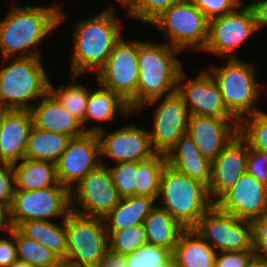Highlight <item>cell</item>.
Returning <instances> with one entry per match:
<instances>
[{"mask_svg":"<svg viewBox=\"0 0 267 267\" xmlns=\"http://www.w3.org/2000/svg\"><path fill=\"white\" fill-rule=\"evenodd\" d=\"M238 134L239 121L237 119H218L214 117L189 115L187 135L193 139L201 154L211 161Z\"/></svg>","mask_w":267,"mask_h":267,"instance_id":"ffe728a7","label":"cell"},{"mask_svg":"<svg viewBox=\"0 0 267 267\" xmlns=\"http://www.w3.org/2000/svg\"><path fill=\"white\" fill-rule=\"evenodd\" d=\"M156 267H177L173 254L164 263H161Z\"/></svg>","mask_w":267,"mask_h":267,"instance_id":"681fc988","label":"cell"},{"mask_svg":"<svg viewBox=\"0 0 267 267\" xmlns=\"http://www.w3.org/2000/svg\"><path fill=\"white\" fill-rule=\"evenodd\" d=\"M185 76L182 70L178 78L177 92L182 96L189 115L236 119L227 110L219 87L209 70L200 72L194 80H187L185 84H182Z\"/></svg>","mask_w":267,"mask_h":267,"instance_id":"2e32d148","label":"cell"},{"mask_svg":"<svg viewBox=\"0 0 267 267\" xmlns=\"http://www.w3.org/2000/svg\"><path fill=\"white\" fill-rule=\"evenodd\" d=\"M114 185L121 198L135 195V176L137 172V162L116 163L109 167Z\"/></svg>","mask_w":267,"mask_h":267,"instance_id":"8d00e7d4","label":"cell"},{"mask_svg":"<svg viewBox=\"0 0 267 267\" xmlns=\"http://www.w3.org/2000/svg\"><path fill=\"white\" fill-rule=\"evenodd\" d=\"M219 252L253 251V224L221 211L209 209L193 227Z\"/></svg>","mask_w":267,"mask_h":267,"instance_id":"8fae6325","label":"cell"},{"mask_svg":"<svg viewBox=\"0 0 267 267\" xmlns=\"http://www.w3.org/2000/svg\"><path fill=\"white\" fill-rule=\"evenodd\" d=\"M248 143L238 134L212 160L211 181L208 186L211 201L216 204L247 171Z\"/></svg>","mask_w":267,"mask_h":267,"instance_id":"ac0fdd59","label":"cell"},{"mask_svg":"<svg viewBox=\"0 0 267 267\" xmlns=\"http://www.w3.org/2000/svg\"><path fill=\"white\" fill-rule=\"evenodd\" d=\"M210 21L241 7V0H191Z\"/></svg>","mask_w":267,"mask_h":267,"instance_id":"f35d334b","label":"cell"},{"mask_svg":"<svg viewBox=\"0 0 267 267\" xmlns=\"http://www.w3.org/2000/svg\"><path fill=\"white\" fill-rule=\"evenodd\" d=\"M179 0H135L127 16L151 24L158 16Z\"/></svg>","mask_w":267,"mask_h":267,"instance_id":"74e56055","label":"cell"},{"mask_svg":"<svg viewBox=\"0 0 267 267\" xmlns=\"http://www.w3.org/2000/svg\"><path fill=\"white\" fill-rule=\"evenodd\" d=\"M40 57H15L0 69V108L30 110L49 92L50 81Z\"/></svg>","mask_w":267,"mask_h":267,"instance_id":"5b68a950","label":"cell"},{"mask_svg":"<svg viewBox=\"0 0 267 267\" xmlns=\"http://www.w3.org/2000/svg\"><path fill=\"white\" fill-rule=\"evenodd\" d=\"M67 251L65 260L74 267H97L109 250L103 218L70 211L66 216Z\"/></svg>","mask_w":267,"mask_h":267,"instance_id":"52a82bcc","label":"cell"},{"mask_svg":"<svg viewBox=\"0 0 267 267\" xmlns=\"http://www.w3.org/2000/svg\"><path fill=\"white\" fill-rule=\"evenodd\" d=\"M7 232L10 234L13 242L6 238H0V267H8L18 259L14 238V227H10Z\"/></svg>","mask_w":267,"mask_h":267,"instance_id":"ee69618b","label":"cell"},{"mask_svg":"<svg viewBox=\"0 0 267 267\" xmlns=\"http://www.w3.org/2000/svg\"><path fill=\"white\" fill-rule=\"evenodd\" d=\"M160 207L167 210L183 227L193 228L215 204L208 186L166 165L160 179ZM163 205V206H162Z\"/></svg>","mask_w":267,"mask_h":267,"instance_id":"277c9868","label":"cell"},{"mask_svg":"<svg viewBox=\"0 0 267 267\" xmlns=\"http://www.w3.org/2000/svg\"><path fill=\"white\" fill-rule=\"evenodd\" d=\"M249 116L239 121V135L249 148L267 152V114L260 111Z\"/></svg>","mask_w":267,"mask_h":267,"instance_id":"e575fe53","label":"cell"},{"mask_svg":"<svg viewBox=\"0 0 267 267\" xmlns=\"http://www.w3.org/2000/svg\"><path fill=\"white\" fill-rule=\"evenodd\" d=\"M171 255L169 249L147 243L126 255L125 260L128 267H156Z\"/></svg>","mask_w":267,"mask_h":267,"instance_id":"d590c367","label":"cell"},{"mask_svg":"<svg viewBox=\"0 0 267 267\" xmlns=\"http://www.w3.org/2000/svg\"><path fill=\"white\" fill-rule=\"evenodd\" d=\"M70 137L57 132H50L32 126L25 158L56 163L66 150Z\"/></svg>","mask_w":267,"mask_h":267,"instance_id":"f1b7e54d","label":"cell"},{"mask_svg":"<svg viewBox=\"0 0 267 267\" xmlns=\"http://www.w3.org/2000/svg\"><path fill=\"white\" fill-rule=\"evenodd\" d=\"M14 238L18 260L33 267H51L61 259L44 245L24 235L14 227Z\"/></svg>","mask_w":267,"mask_h":267,"instance_id":"1f68e13d","label":"cell"},{"mask_svg":"<svg viewBox=\"0 0 267 267\" xmlns=\"http://www.w3.org/2000/svg\"><path fill=\"white\" fill-rule=\"evenodd\" d=\"M13 163L15 188L18 190L43 189L59 183L56 163L24 158Z\"/></svg>","mask_w":267,"mask_h":267,"instance_id":"484cf974","label":"cell"},{"mask_svg":"<svg viewBox=\"0 0 267 267\" xmlns=\"http://www.w3.org/2000/svg\"><path fill=\"white\" fill-rule=\"evenodd\" d=\"M147 242L169 249L172 253L185 229L167 210L155 206L144 220Z\"/></svg>","mask_w":267,"mask_h":267,"instance_id":"4316f807","label":"cell"},{"mask_svg":"<svg viewBox=\"0 0 267 267\" xmlns=\"http://www.w3.org/2000/svg\"><path fill=\"white\" fill-rule=\"evenodd\" d=\"M254 256L267 261V212L253 222Z\"/></svg>","mask_w":267,"mask_h":267,"instance_id":"ab89813d","label":"cell"},{"mask_svg":"<svg viewBox=\"0 0 267 267\" xmlns=\"http://www.w3.org/2000/svg\"><path fill=\"white\" fill-rule=\"evenodd\" d=\"M108 243L110 251L122 256L129 255L148 243L145 226L138 224L114 231L108 236Z\"/></svg>","mask_w":267,"mask_h":267,"instance_id":"836d02e7","label":"cell"},{"mask_svg":"<svg viewBox=\"0 0 267 267\" xmlns=\"http://www.w3.org/2000/svg\"><path fill=\"white\" fill-rule=\"evenodd\" d=\"M229 57L225 66H210L209 72L219 87L227 110L240 121L244 115L261 111L254 108L260 94L254 65L238 60L232 53Z\"/></svg>","mask_w":267,"mask_h":267,"instance_id":"8992f818","label":"cell"},{"mask_svg":"<svg viewBox=\"0 0 267 267\" xmlns=\"http://www.w3.org/2000/svg\"><path fill=\"white\" fill-rule=\"evenodd\" d=\"M253 257L254 251L217 252L214 267H247Z\"/></svg>","mask_w":267,"mask_h":267,"instance_id":"7bdbcfd3","label":"cell"},{"mask_svg":"<svg viewBox=\"0 0 267 267\" xmlns=\"http://www.w3.org/2000/svg\"><path fill=\"white\" fill-rule=\"evenodd\" d=\"M70 211V191L60 183L30 191L16 189L8 208V223L18 227L29 220L50 221L53 217L65 218Z\"/></svg>","mask_w":267,"mask_h":267,"instance_id":"30bf717a","label":"cell"},{"mask_svg":"<svg viewBox=\"0 0 267 267\" xmlns=\"http://www.w3.org/2000/svg\"><path fill=\"white\" fill-rule=\"evenodd\" d=\"M246 172L267 186V152L249 148Z\"/></svg>","mask_w":267,"mask_h":267,"instance_id":"b9f144b4","label":"cell"},{"mask_svg":"<svg viewBox=\"0 0 267 267\" xmlns=\"http://www.w3.org/2000/svg\"><path fill=\"white\" fill-rule=\"evenodd\" d=\"M255 1H258V0H253L252 2H250L249 4L247 5H244V6H250L252 3H254Z\"/></svg>","mask_w":267,"mask_h":267,"instance_id":"11a10c76","label":"cell"},{"mask_svg":"<svg viewBox=\"0 0 267 267\" xmlns=\"http://www.w3.org/2000/svg\"><path fill=\"white\" fill-rule=\"evenodd\" d=\"M256 31L253 12L249 6H244L240 11L209 21V37L203 51L223 57Z\"/></svg>","mask_w":267,"mask_h":267,"instance_id":"e0dca14e","label":"cell"},{"mask_svg":"<svg viewBox=\"0 0 267 267\" xmlns=\"http://www.w3.org/2000/svg\"><path fill=\"white\" fill-rule=\"evenodd\" d=\"M253 12L256 29L267 25V0H258L249 6Z\"/></svg>","mask_w":267,"mask_h":267,"instance_id":"f6af8a7d","label":"cell"},{"mask_svg":"<svg viewBox=\"0 0 267 267\" xmlns=\"http://www.w3.org/2000/svg\"><path fill=\"white\" fill-rule=\"evenodd\" d=\"M247 267H267V261L261 260L254 256Z\"/></svg>","mask_w":267,"mask_h":267,"instance_id":"c3c4849f","label":"cell"},{"mask_svg":"<svg viewBox=\"0 0 267 267\" xmlns=\"http://www.w3.org/2000/svg\"><path fill=\"white\" fill-rule=\"evenodd\" d=\"M159 103L153 116V131L149 135L154 151L167 155L176 142L187 134L189 112L177 91L165 95Z\"/></svg>","mask_w":267,"mask_h":267,"instance_id":"9a60e30c","label":"cell"},{"mask_svg":"<svg viewBox=\"0 0 267 267\" xmlns=\"http://www.w3.org/2000/svg\"><path fill=\"white\" fill-rule=\"evenodd\" d=\"M10 226L8 223V209L0 203V230H9Z\"/></svg>","mask_w":267,"mask_h":267,"instance_id":"7dc6e473","label":"cell"},{"mask_svg":"<svg viewBox=\"0 0 267 267\" xmlns=\"http://www.w3.org/2000/svg\"><path fill=\"white\" fill-rule=\"evenodd\" d=\"M100 142L97 133L85 132L71 138L66 150L56 162L57 178L69 191L90 171L101 164Z\"/></svg>","mask_w":267,"mask_h":267,"instance_id":"5bb4252c","label":"cell"},{"mask_svg":"<svg viewBox=\"0 0 267 267\" xmlns=\"http://www.w3.org/2000/svg\"><path fill=\"white\" fill-rule=\"evenodd\" d=\"M103 160L101 159V164L70 190L71 211L103 218L119 204L121 197L114 185L109 167H105ZM74 200L82 206V210L73 206Z\"/></svg>","mask_w":267,"mask_h":267,"instance_id":"7c38bea8","label":"cell"},{"mask_svg":"<svg viewBox=\"0 0 267 267\" xmlns=\"http://www.w3.org/2000/svg\"><path fill=\"white\" fill-rule=\"evenodd\" d=\"M1 128H2V108H0V139H1Z\"/></svg>","mask_w":267,"mask_h":267,"instance_id":"db71d44e","label":"cell"},{"mask_svg":"<svg viewBox=\"0 0 267 267\" xmlns=\"http://www.w3.org/2000/svg\"><path fill=\"white\" fill-rule=\"evenodd\" d=\"M166 161L167 165L177 172L209 186L212 161L201 154L193 139L187 134L183 135L169 151Z\"/></svg>","mask_w":267,"mask_h":267,"instance_id":"603a6c76","label":"cell"},{"mask_svg":"<svg viewBox=\"0 0 267 267\" xmlns=\"http://www.w3.org/2000/svg\"><path fill=\"white\" fill-rule=\"evenodd\" d=\"M87 132L97 133L101 156L110 157L115 164L140 162L157 154L152 146L149 132L135 125L124 126L106 136V132L100 126L88 128Z\"/></svg>","mask_w":267,"mask_h":267,"instance_id":"4fadbf2b","label":"cell"},{"mask_svg":"<svg viewBox=\"0 0 267 267\" xmlns=\"http://www.w3.org/2000/svg\"><path fill=\"white\" fill-rule=\"evenodd\" d=\"M169 39L170 46L183 51H203L209 37V20L191 0H179L152 23Z\"/></svg>","mask_w":267,"mask_h":267,"instance_id":"ba28073f","label":"cell"},{"mask_svg":"<svg viewBox=\"0 0 267 267\" xmlns=\"http://www.w3.org/2000/svg\"><path fill=\"white\" fill-rule=\"evenodd\" d=\"M172 254L177 267H214L217 252L194 228H185Z\"/></svg>","mask_w":267,"mask_h":267,"instance_id":"cb8c5ba5","label":"cell"},{"mask_svg":"<svg viewBox=\"0 0 267 267\" xmlns=\"http://www.w3.org/2000/svg\"><path fill=\"white\" fill-rule=\"evenodd\" d=\"M33 125L39 129L62 133L70 138L81 136L85 133L82 124L70 114L57 99L48 92L39 99L37 106L30 109Z\"/></svg>","mask_w":267,"mask_h":267,"instance_id":"7402d4cb","label":"cell"},{"mask_svg":"<svg viewBox=\"0 0 267 267\" xmlns=\"http://www.w3.org/2000/svg\"><path fill=\"white\" fill-rule=\"evenodd\" d=\"M49 92L57 101L82 124L84 130V118L90 91L81 84H70L66 87L55 88L49 84Z\"/></svg>","mask_w":267,"mask_h":267,"instance_id":"d6a6232c","label":"cell"},{"mask_svg":"<svg viewBox=\"0 0 267 267\" xmlns=\"http://www.w3.org/2000/svg\"><path fill=\"white\" fill-rule=\"evenodd\" d=\"M121 5L126 6L127 10L133 5L135 0H117Z\"/></svg>","mask_w":267,"mask_h":267,"instance_id":"f5cc1de1","label":"cell"},{"mask_svg":"<svg viewBox=\"0 0 267 267\" xmlns=\"http://www.w3.org/2000/svg\"><path fill=\"white\" fill-rule=\"evenodd\" d=\"M155 200L146 196H129L103 217L108 236L129 226L143 224L151 210L156 206ZM154 204V205H153Z\"/></svg>","mask_w":267,"mask_h":267,"instance_id":"d4e9b609","label":"cell"},{"mask_svg":"<svg viewBox=\"0 0 267 267\" xmlns=\"http://www.w3.org/2000/svg\"><path fill=\"white\" fill-rule=\"evenodd\" d=\"M95 75L99 85L118 94L135 113L139 81L137 40L128 43L121 37L115 43L105 65Z\"/></svg>","mask_w":267,"mask_h":267,"instance_id":"9c48e42d","label":"cell"},{"mask_svg":"<svg viewBox=\"0 0 267 267\" xmlns=\"http://www.w3.org/2000/svg\"><path fill=\"white\" fill-rule=\"evenodd\" d=\"M59 5L14 7L0 21V50L3 63L15 57H40V52H32L46 36L53 32L64 16ZM31 51H30V50ZM29 51V53H28Z\"/></svg>","mask_w":267,"mask_h":267,"instance_id":"6da1fadb","label":"cell"},{"mask_svg":"<svg viewBox=\"0 0 267 267\" xmlns=\"http://www.w3.org/2000/svg\"><path fill=\"white\" fill-rule=\"evenodd\" d=\"M99 89L89 93L88 104L84 118V131L87 132L85 124L88 120L112 121L115 113L121 112L123 115H132L134 112L130 109L118 94L108 90L103 85ZM117 111V112H116Z\"/></svg>","mask_w":267,"mask_h":267,"instance_id":"f546056e","label":"cell"},{"mask_svg":"<svg viewBox=\"0 0 267 267\" xmlns=\"http://www.w3.org/2000/svg\"><path fill=\"white\" fill-rule=\"evenodd\" d=\"M113 9H105L91 19L79 21L73 33V80L87 70L96 73L105 65L115 43L122 37L120 20Z\"/></svg>","mask_w":267,"mask_h":267,"instance_id":"3957f363","label":"cell"},{"mask_svg":"<svg viewBox=\"0 0 267 267\" xmlns=\"http://www.w3.org/2000/svg\"><path fill=\"white\" fill-rule=\"evenodd\" d=\"M32 126L30 110L2 109L0 163H19L25 158Z\"/></svg>","mask_w":267,"mask_h":267,"instance_id":"44dd1931","label":"cell"},{"mask_svg":"<svg viewBox=\"0 0 267 267\" xmlns=\"http://www.w3.org/2000/svg\"><path fill=\"white\" fill-rule=\"evenodd\" d=\"M178 52L180 50L169 44L138 41L136 113L146 104H155L165 94L167 96L177 91L178 78L183 70L176 57Z\"/></svg>","mask_w":267,"mask_h":267,"instance_id":"7a4b0ae2","label":"cell"},{"mask_svg":"<svg viewBox=\"0 0 267 267\" xmlns=\"http://www.w3.org/2000/svg\"><path fill=\"white\" fill-rule=\"evenodd\" d=\"M215 205L226 214L253 222L267 212V186L246 172Z\"/></svg>","mask_w":267,"mask_h":267,"instance_id":"d6986e66","label":"cell"},{"mask_svg":"<svg viewBox=\"0 0 267 267\" xmlns=\"http://www.w3.org/2000/svg\"><path fill=\"white\" fill-rule=\"evenodd\" d=\"M62 224L46 220H29L17 228L27 237L47 247L61 260H65L67 251L66 217Z\"/></svg>","mask_w":267,"mask_h":267,"instance_id":"83f0119b","label":"cell"},{"mask_svg":"<svg viewBox=\"0 0 267 267\" xmlns=\"http://www.w3.org/2000/svg\"><path fill=\"white\" fill-rule=\"evenodd\" d=\"M8 267H33L31 265H29L28 263L21 261V260H16L14 261L10 266Z\"/></svg>","mask_w":267,"mask_h":267,"instance_id":"f907efd6","label":"cell"},{"mask_svg":"<svg viewBox=\"0 0 267 267\" xmlns=\"http://www.w3.org/2000/svg\"><path fill=\"white\" fill-rule=\"evenodd\" d=\"M51 267H74V266L66 260H60L57 264Z\"/></svg>","mask_w":267,"mask_h":267,"instance_id":"816d5d0a","label":"cell"},{"mask_svg":"<svg viewBox=\"0 0 267 267\" xmlns=\"http://www.w3.org/2000/svg\"><path fill=\"white\" fill-rule=\"evenodd\" d=\"M97 267H128L125 256L116 254L110 250L107 251L106 257Z\"/></svg>","mask_w":267,"mask_h":267,"instance_id":"bcb514c9","label":"cell"},{"mask_svg":"<svg viewBox=\"0 0 267 267\" xmlns=\"http://www.w3.org/2000/svg\"><path fill=\"white\" fill-rule=\"evenodd\" d=\"M15 190V177L12 164L0 163V203L7 209L13 201Z\"/></svg>","mask_w":267,"mask_h":267,"instance_id":"60d3db41","label":"cell"},{"mask_svg":"<svg viewBox=\"0 0 267 267\" xmlns=\"http://www.w3.org/2000/svg\"><path fill=\"white\" fill-rule=\"evenodd\" d=\"M166 155L156 154L150 159L137 162L135 176V195L158 199L160 192V179L165 166Z\"/></svg>","mask_w":267,"mask_h":267,"instance_id":"4dcf8cb0","label":"cell"}]
</instances>
